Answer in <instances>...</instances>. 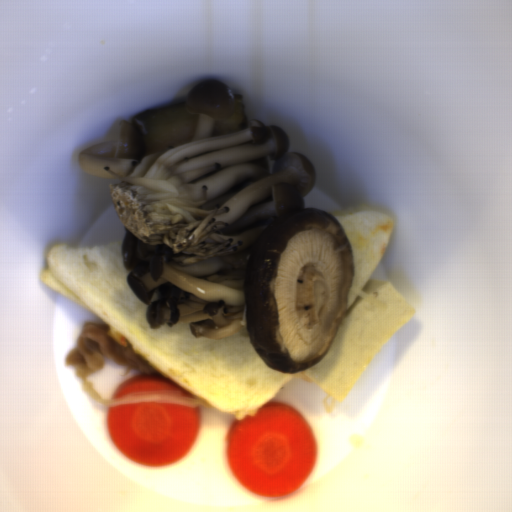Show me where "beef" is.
<instances>
[{
	"label": "beef",
	"mask_w": 512,
	"mask_h": 512,
	"mask_svg": "<svg viewBox=\"0 0 512 512\" xmlns=\"http://www.w3.org/2000/svg\"><path fill=\"white\" fill-rule=\"evenodd\" d=\"M110 330L108 324L85 322L73 350L66 356V365L76 368L77 377L87 378L97 373L106 360L147 377L156 376L159 371L131 346H122L112 339Z\"/></svg>",
	"instance_id": "obj_1"
}]
</instances>
